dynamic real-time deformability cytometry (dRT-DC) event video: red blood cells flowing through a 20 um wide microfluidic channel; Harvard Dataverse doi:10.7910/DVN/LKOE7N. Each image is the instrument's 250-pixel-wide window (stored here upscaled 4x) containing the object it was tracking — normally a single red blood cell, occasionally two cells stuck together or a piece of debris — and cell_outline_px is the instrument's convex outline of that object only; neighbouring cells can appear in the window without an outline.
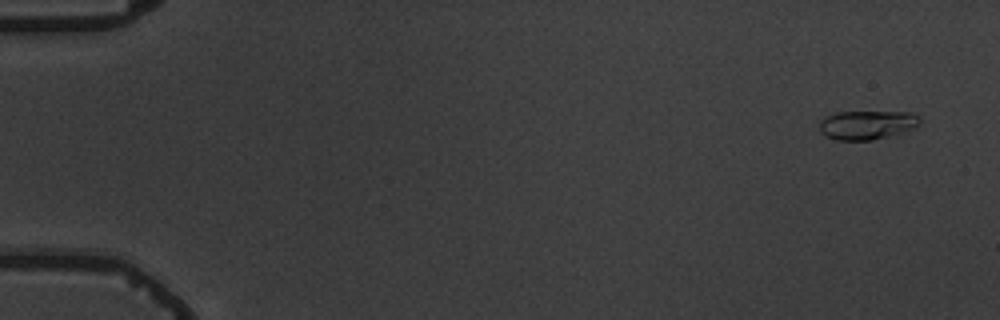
{"species": "common noctule bat (a hibernating species)", "species_latin": "Nyctalus noctula", "temperature_condition": "warm", "stored_images_in_passage": 5, "camera_frame_rate_fps": 3000, "um_per_image_px": 0.085, "animal": {"sex": "male", "body_mass_g": 19.5, "forearm_length_mm": 54.6}, "frame": {"image": 1, "passage_image": 1, "time_ms": 0.0, "image_size_px": [1000, 320], "cell_outline_px": [[920, 124], [916, 128], [888, 136], [872, 140], [836, 140], [820, 132], [820, 120], [824, 116], [836, 112], [912, 112], [920, 120]], "centroid_in_image_um": [73.69, 10.61], "position_along_channel_um": 11.3, "area_um2": 16.94}}
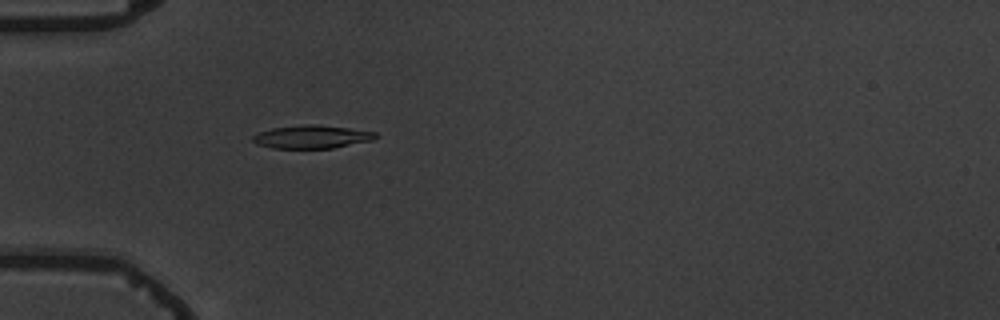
{"frame": {"image": 2, "passage_image": 5, "time_ms": 5.0, "image_size_px": [1000, 320], "cell_outline_px": [[380, 136], [372, 140], [332, 148], [272, 148], [256, 144], [252, 140], [252, 136], [256, 132], [272, 128], [304, 124], [312, 124], [348, 128], [376, 132]], "centroid_in_image_um": [26.47, 11.62], "position_along_channel_um": 58.5, "area_um2": 16.59}}